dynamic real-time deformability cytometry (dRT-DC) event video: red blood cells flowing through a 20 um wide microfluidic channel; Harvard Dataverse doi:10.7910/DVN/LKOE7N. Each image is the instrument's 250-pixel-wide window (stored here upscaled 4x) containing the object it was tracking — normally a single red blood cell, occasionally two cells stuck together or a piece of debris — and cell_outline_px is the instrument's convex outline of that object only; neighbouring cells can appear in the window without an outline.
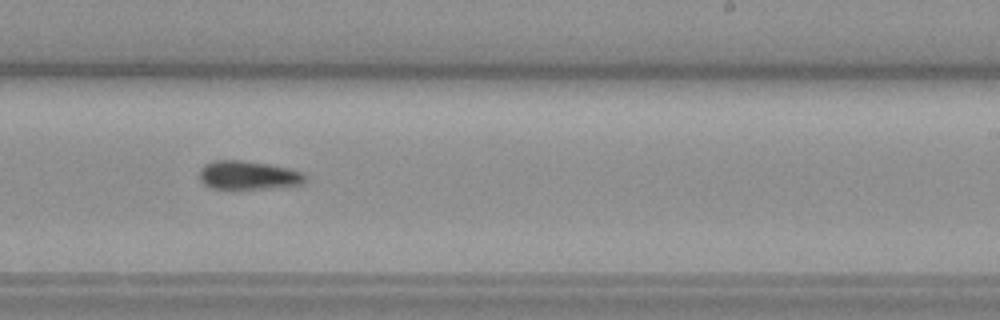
{"species": "common noctule bat (a hibernating species)", "species_latin": "Nyctalus noctula", "temperature_condition": "warm", "stored_images_in_passage": 42, "camera_frame_rate_fps": 3000, "um_per_image_px": 0.085, "animal": {"sex": "female", "body_mass_g": 19.3, "forearm_length_mm": 54.1}, "frame": {"image": 1, "passage_image": 19, "time_ms": 6.0, "image_size_px": [1000, 320], "cell_outline_px": [[308, 180], [304, 184], [272, 188], [212, 188], [204, 184], [200, 180], [196, 172], [208, 160], [248, 160], [296, 168], [304, 172], [308, 176]], "centroid_in_image_um": [21.16, 14.86], "position_along_channel_um": 267.8, "area_um2": 18.5}, "authors_computed_cell_mechanics": {"area_um2": 18.1203, "velocity_mm_per_s": 3.5814, "shape_relaxation_time_tau1_ms": 4.2059, "shape_relaxation_time_tau2_ms": null, "deformation_change_tau1": 0.1243, "deformation_change_tau2": null}}